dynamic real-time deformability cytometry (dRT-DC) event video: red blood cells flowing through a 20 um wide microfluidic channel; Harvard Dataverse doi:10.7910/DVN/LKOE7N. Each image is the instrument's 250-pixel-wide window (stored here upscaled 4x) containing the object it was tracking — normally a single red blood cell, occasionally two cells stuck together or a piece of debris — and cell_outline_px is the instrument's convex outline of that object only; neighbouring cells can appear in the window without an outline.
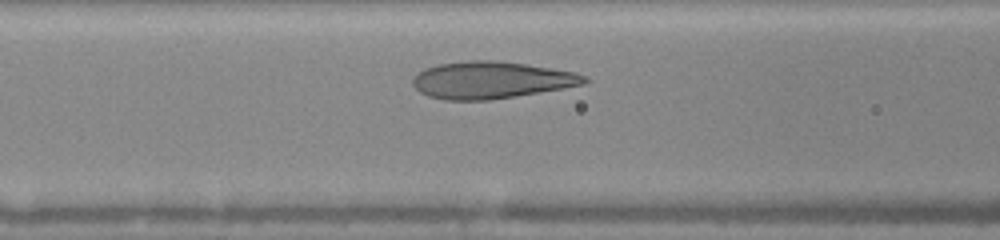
{"species": "human", "species_latin": "Homo sapiens", "temperature_condition": "warm", "stored_images_in_passage": 14, "camera_frame_rate_fps": 3000, "um_per_image_px": 0.085, "donor": {"sex": "female"}, "frame": {"image": 1, "passage_image": 13, "time_ms": 2.667, "image_size_px": [1000, 240], "cell_outline_px": [[592, 80], [584, 84], [488, 100], [444, 100], [428, 96], [420, 92], [412, 84], [412, 80], [416, 72], [424, 68], [436, 64], [464, 60], [496, 60], [552, 68], [576, 72], [588, 76]], "centroid_in_image_um": [41.71, 6.78], "position_along_channel_um": 124.9, "area_um2": 37.11}}